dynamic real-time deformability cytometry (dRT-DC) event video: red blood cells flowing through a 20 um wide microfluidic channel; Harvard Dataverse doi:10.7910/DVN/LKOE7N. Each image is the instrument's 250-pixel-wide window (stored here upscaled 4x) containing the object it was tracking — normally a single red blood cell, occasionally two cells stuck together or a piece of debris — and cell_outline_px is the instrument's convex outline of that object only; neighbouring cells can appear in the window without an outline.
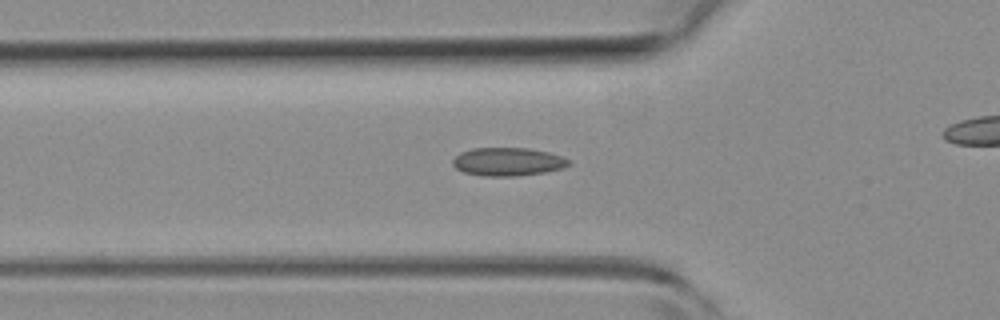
{"species": "common noctule bat (a hibernating species)", "species_latin": "Nyctalus noctula", "temperature_condition": "room temperature", "stored_images_in_passage": 41, "camera_frame_rate_fps": 3000, "um_per_image_px": 0.085, "animal": {"sex": "female", "body_mass_g": 19.3, "forearm_length_mm": 54.1}, "frame": {"image": 1, "passage_image": 17, "time_ms": 5.333, "image_size_px": [1000, 320], "cell_outline_px": [[572, 164], [564, 168], [544, 172], [516, 176], [480, 176], [464, 172], [456, 168], [452, 164], [452, 160], [460, 152], [472, 148], [528, 148], [548, 152], [572, 160]], "centroid_in_image_um": [43.18, 13.75], "position_along_channel_um": 82.6, "area_um2": 19.25}}
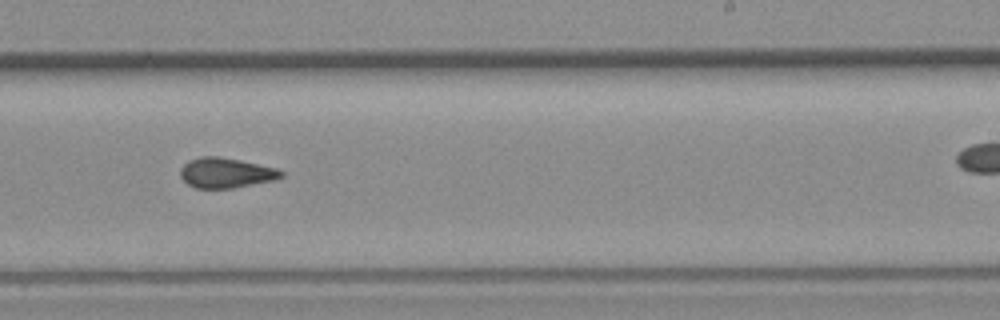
{"frame": {"image": 2, "passage_image": 31, "time_ms": 10.0, "image_size_px": [1000, 320], "cell_outline_px": [[284, 176], [276, 180], [232, 188], [196, 188], [188, 184], [180, 176], [180, 168], [188, 160], [200, 156], [216, 156], [240, 160], [276, 168], [284, 172]], "centroid_in_image_um": [19.2, 14.69], "position_along_channel_um": 269.8, "area_um2": 17.74}}
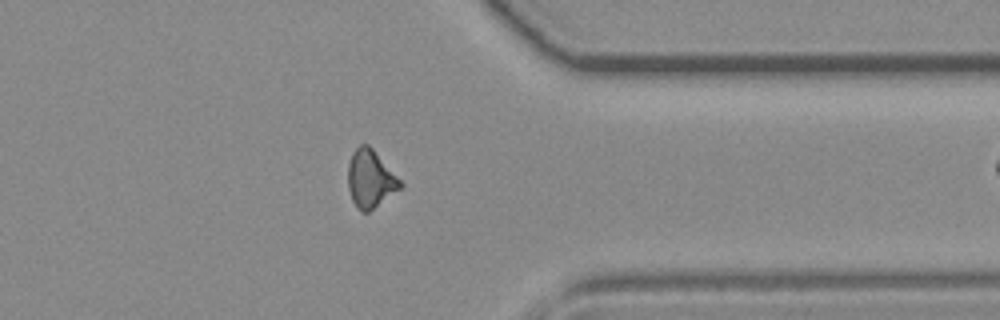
{"frame": {"image": 3, "passage_image": 40, "time_ms": 13.0, "image_size_px": [1000, 320], "cell_outline_px": [[404, 184], [400, 188], [368, 212], [364, 212], [352, 200], [348, 188], [348, 164], [352, 152], [360, 144], [368, 144], [372, 148]], "centroid_in_image_um": [31.47, 15.17], "position_along_channel_um": 379.9, "area_um2": 17.17}}